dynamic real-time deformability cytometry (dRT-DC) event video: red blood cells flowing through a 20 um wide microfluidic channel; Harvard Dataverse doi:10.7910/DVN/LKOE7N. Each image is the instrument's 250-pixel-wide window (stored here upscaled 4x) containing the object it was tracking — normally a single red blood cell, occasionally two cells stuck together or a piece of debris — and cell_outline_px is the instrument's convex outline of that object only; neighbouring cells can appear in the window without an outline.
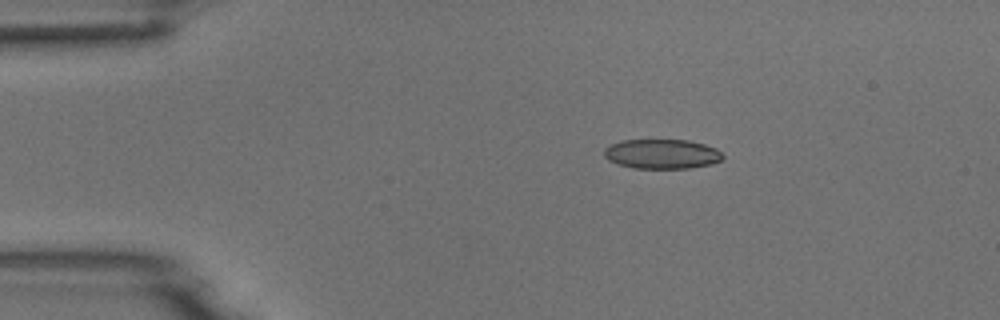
{"species": "common noctule bat (a hibernating species)", "species_latin": "Nyctalus noctula", "temperature_condition": "room temperature", "stored_images_in_passage": 9, "camera_frame_rate_fps": 3000, "um_per_image_px": 0.085, "animal": {"sex": "male", "body_mass_g": 18.8}, "frame": {"image": 1, "passage_image": 2, "time_ms": 0.333, "image_size_px": [1000, 320], "cell_outline_px": [[724, 156], [720, 160], [708, 164], [692, 168], [632, 168], [616, 164], [608, 160], [604, 156], [604, 148], [620, 140], [688, 140], [704, 144], [716, 148]], "centroid_in_image_um": [56.22, 13.08], "position_along_channel_um": 28.8, "area_um2": 20.46}}
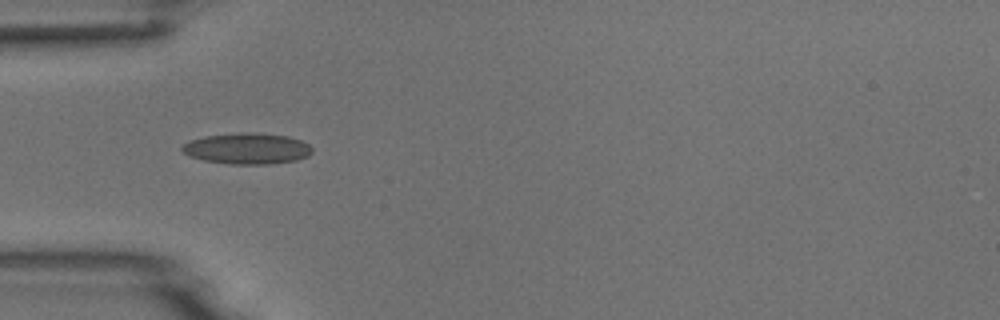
{"frame": {"image": 2, "passage_image": 4, "time_ms": 1.0, "image_size_px": [1000, 320], "cell_outline_px": [[312, 152], [308, 156], [296, 160], [268, 164], [228, 164], [204, 160], [192, 156], [184, 152], [180, 148], [188, 140], [204, 136], [240, 132], [252, 132], [288, 136], [300, 140], [308, 144], [312, 148]], "centroid_in_image_um": [21.0, 12.62], "position_along_channel_um": 64.0, "area_um2": 23.52}}